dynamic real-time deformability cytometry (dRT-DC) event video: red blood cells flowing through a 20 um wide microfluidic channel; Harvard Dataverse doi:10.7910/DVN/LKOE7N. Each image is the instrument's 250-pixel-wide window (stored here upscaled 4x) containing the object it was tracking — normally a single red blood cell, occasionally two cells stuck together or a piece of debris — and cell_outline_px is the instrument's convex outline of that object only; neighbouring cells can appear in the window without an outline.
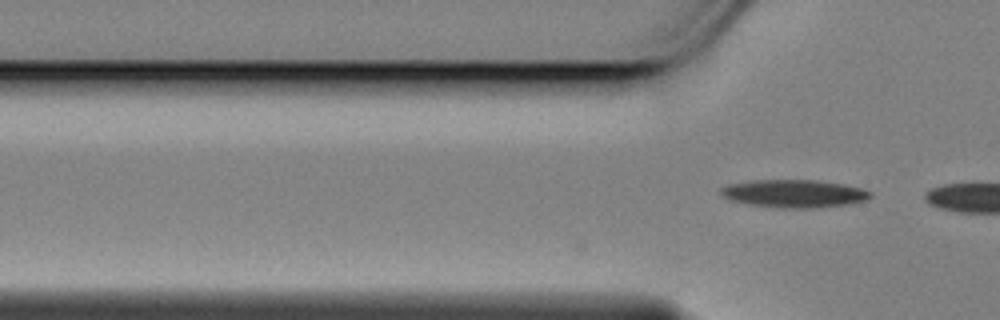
{"species": "Egyptian fruit bat (a non-hibernating species)", "species_latin": "Rousettus aegyptiacus", "temperature_condition": "cold", "stored_images_in_passage": 8, "camera_frame_rate_fps": 3000, "um_per_image_px": 0.085, "animal": {"sex": "female"}, "frame": {"image": 1, "passage_image": 8, "time_ms": 2.333, "image_size_px": [1000, 320], "cell_outline_px": [[872, 196], [868, 200], [848, 204], [812, 208], [780, 208], [748, 204], [732, 200], [724, 196], [720, 192], [720, 188], [728, 184], [756, 180], [816, 180], [844, 184], [864, 188], [872, 192]], "centroid_in_image_um": [67.55, 16.45], "position_along_channel_um": 58.2, "area_um2": 24.33}}